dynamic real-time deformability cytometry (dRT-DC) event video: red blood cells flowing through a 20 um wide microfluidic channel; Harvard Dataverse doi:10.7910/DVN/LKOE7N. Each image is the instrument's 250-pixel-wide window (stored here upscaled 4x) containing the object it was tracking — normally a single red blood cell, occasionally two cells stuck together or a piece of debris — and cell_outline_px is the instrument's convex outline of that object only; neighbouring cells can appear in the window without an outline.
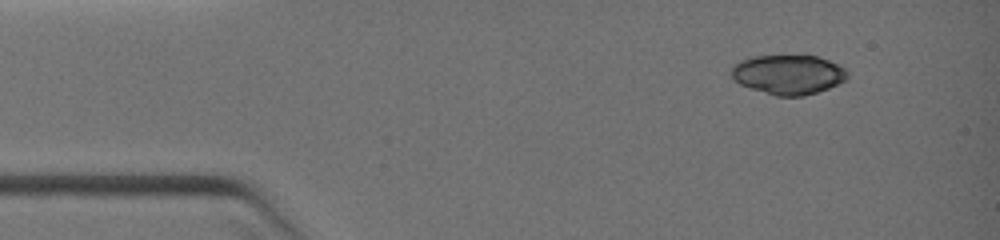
{"species": "common noctule bat (a hibernating species)", "species_latin": "Nyctalus noctula", "temperature_condition": "warm", "stored_images_in_passage": 24, "camera_frame_rate_fps": 3000, "um_per_image_px": 0.085, "animal": {"sex": "female", "body_mass_g": 19.0, "forearm_length_mm": 51.5}, "frame": {"image": 1, "passage_image": 1, "time_ms": 0.0, "image_size_px": [1000, 240], "cell_outline_px": [[848, 76], [844, 80], [828, 88], [804, 96], [776, 96], [740, 84], [728, 72], [740, 60], [752, 56], [804, 52], [828, 60], [844, 68], [848, 72]], "centroid_in_image_um": [66.99, 6.28], "position_along_channel_um": 18.0, "area_um2": 27.34}}
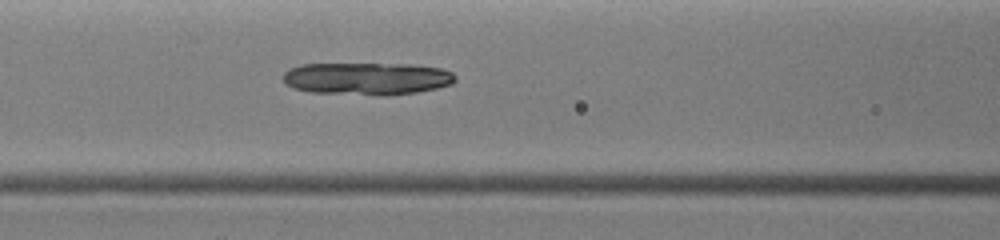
{"frame": {"image": 2, "passage_image": 14, "time_ms": 3.667, "image_size_px": [1000, 240], "cell_outline_px": [[456, 80], [452, 84], [436, 88], [416, 92], [380, 96], [312, 92], [292, 88], [284, 84], [284, 72], [288, 68], [300, 64], [412, 64], [440, 68], [452, 72], [456, 76]], "centroid_in_image_um": [31.18, 6.68], "position_along_channel_um": 135.4, "area_um2": 32.83}}
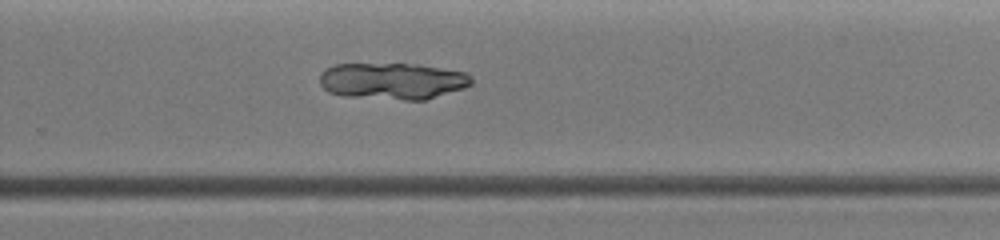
{"frame": {"image": 3, "passage_image": 24, "time_ms": 6.667, "image_size_px": [1000, 240], "cell_outline_px": [[472, 84], [464, 88], [424, 100], [404, 100], [344, 96], [328, 92], [320, 84], [320, 72], [324, 68], [336, 64], [420, 64], [468, 72], [472, 76]], "centroid_in_image_um": [33.38, 6.88], "position_along_channel_um": 296.4, "area_um2": 32.71}}